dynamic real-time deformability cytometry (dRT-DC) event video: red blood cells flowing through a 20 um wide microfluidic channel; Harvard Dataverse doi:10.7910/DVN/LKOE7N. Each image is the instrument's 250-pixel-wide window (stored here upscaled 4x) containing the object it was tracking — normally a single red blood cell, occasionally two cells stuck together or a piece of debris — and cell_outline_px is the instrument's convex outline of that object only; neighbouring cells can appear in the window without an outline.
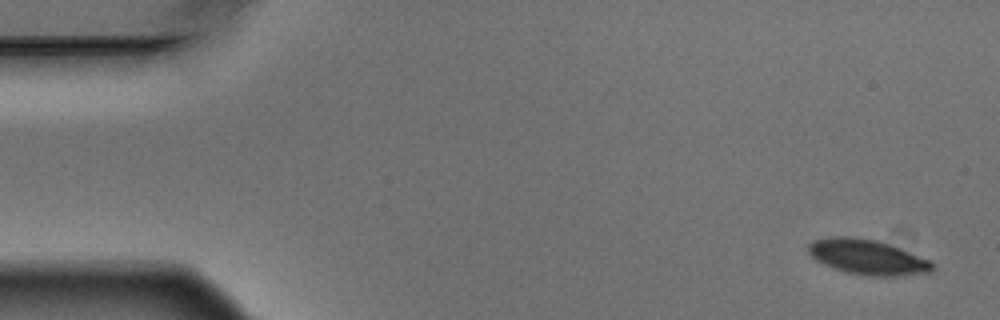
{"species": "Egyptian fruit bat (a non-hibernating species)", "species_latin": "Rousettus aegyptiacus", "temperature_condition": "warm", "stored_images_in_passage": 5, "camera_frame_rate_fps": 3000, "um_per_image_px": 0.085, "animal": {"sex": "male"}, "frame": {"image": 1, "passage_image": 1, "time_ms": 0.0, "image_size_px": [1000, 320], "cell_outline_px": [[936, 268], [928, 272], [896, 276], [864, 276], [844, 272], [824, 264], [816, 260], [808, 252], [808, 244], [812, 240], [836, 236], [848, 236], [880, 240], [928, 260]], "centroid_in_image_um": [73.69, 21.84], "position_along_channel_um": 11.3, "area_um2": 25.32}}
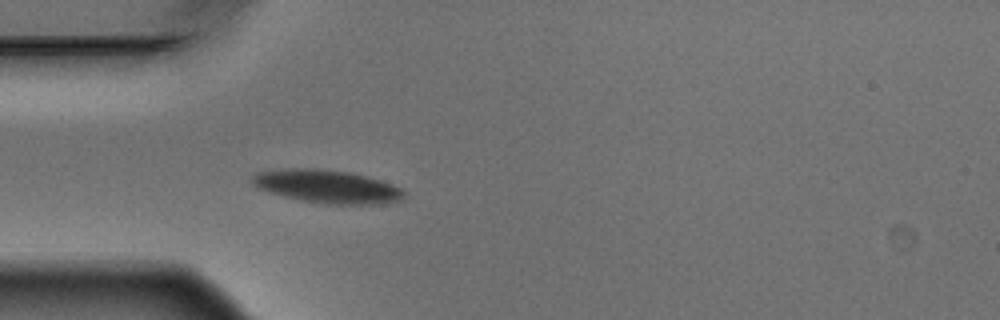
{"frame": {"image": 2, "passage_image": 5, "time_ms": 1.333, "image_size_px": [1000, 320], "cell_outline_px": [[408, 192], [400, 200], [380, 204], [324, 204], [300, 200], [268, 192], [256, 188], [252, 184], [252, 176], [260, 172], [288, 168], [316, 168], [348, 172], [380, 180], [404, 188]], "centroid_in_image_um": [27.83, 15.86], "position_along_channel_um": 57.2, "area_um2": 29.42}}